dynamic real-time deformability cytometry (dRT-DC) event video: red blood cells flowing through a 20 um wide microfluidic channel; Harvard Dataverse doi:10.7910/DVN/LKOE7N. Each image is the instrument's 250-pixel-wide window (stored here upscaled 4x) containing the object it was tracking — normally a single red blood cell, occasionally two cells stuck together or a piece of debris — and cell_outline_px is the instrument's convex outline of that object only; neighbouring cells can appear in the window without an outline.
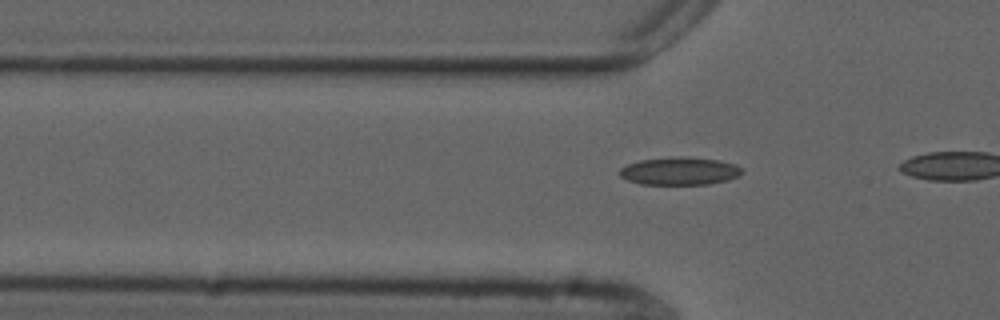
{"species": "common noctule bat (a hibernating species)", "species_latin": "Nyctalus noctula", "temperature_condition": "cold", "stored_images_in_passage": 7, "camera_frame_rate_fps": 3000, "um_per_image_px": 0.085, "animal": {"sex": "male", "forearm_length_mm": 52.5}, "frame": {"image": 1, "passage_image": 7, "time_ms": 2.0, "image_size_px": [1000, 320], "cell_outline_px": [[744, 172], [728, 180], [708, 184], [640, 184], [628, 180], [620, 176], [620, 168], [628, 164], [640, 160], [680, 156], [688, 156], [720, 160], [736, 164], [744, 168]], "centroid_in_image_um": [57.81, 14.53], "position_along_channel_um": 68.0, "area_um2": 19.94}}